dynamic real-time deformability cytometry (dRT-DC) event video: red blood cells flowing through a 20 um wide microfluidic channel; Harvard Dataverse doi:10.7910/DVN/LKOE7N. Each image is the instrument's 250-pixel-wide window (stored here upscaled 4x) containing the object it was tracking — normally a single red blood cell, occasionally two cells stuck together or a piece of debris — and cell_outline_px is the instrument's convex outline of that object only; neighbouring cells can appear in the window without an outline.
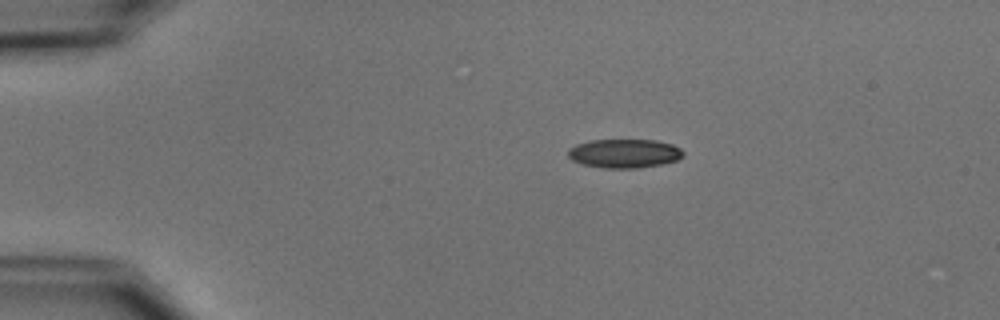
{"species": "common noctule bat (a hibernating species)", "species_latin": "Nyctalus noctula", "temperature_condition": "cold", "stored_images_in_passage": 44, "camera_frame_rate_fps": 3000, "um_per_image_px": 0.085, "animal": {"sex": "male", "body_mass_g": 15.6}, "frame": {"image": 1, "passage_image": 1, "time_ms": 0.0, "image_size_px": [1000, 320], "cell_outline_px": [[684, 156], [676, 160], [660, 164], [636, 168], [604, 168], [584, 164], [572, 160], [568, 156], [568, 148], [576, 144], [588, 140], [656, 140], [672, 144], [680, 148], [684, 152]], "centroid_in_image_um": [53.06, 13.03], "position_along_channel_um": 31.9, "area_um2": 19.36}}
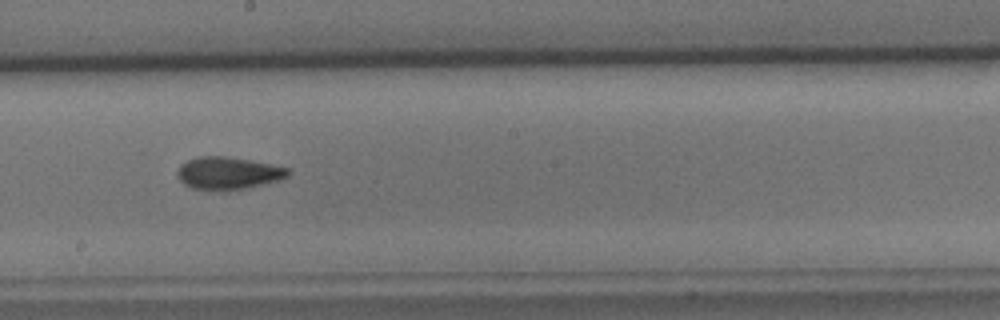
{"frame": {"image": 2, "passage_image": 21, "time_ms": 6.667, "image_size_px": [1000, 320], "cell_outline_px": [[292, 172], [288, 176], [280, 180], [228, 192], [192, 188], [184, 184], [176, 176], [176, 172], [180, 164], [188, 160], [200, 156], [224, 156], [248, 160], [288, 168]], "centroid_in_image_um": [19.36, 14.74], "position_along_channel_um": 228.8, "area_um2": 21.1}}
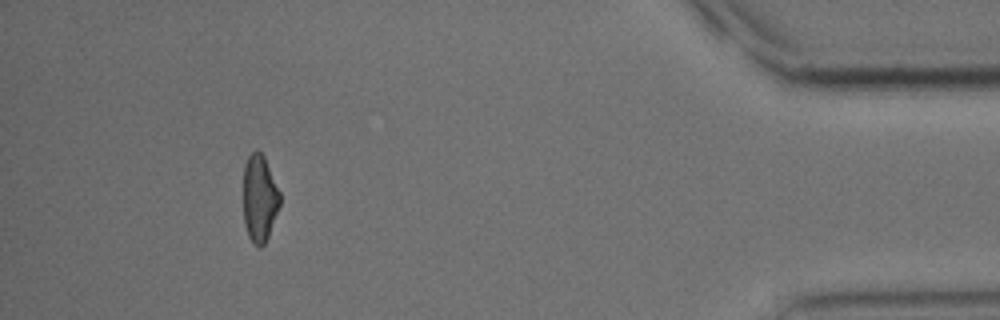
{"frame": {"image": 3, "passage_image": 40, "time_ms": 13.0, "image_size_px": [1000, 320], "cell_outline_px": [[280, 204], [268, 236], [264, 244], [260, 248], [248, 236], [244, 224], [244, 164], [248, 156], [256, 148], [264, 156], [280, 192]], "centroid_in_image_um": [22.06, 16.83], "position_along_channel_um": 413.1, "area_um2": 18.44}, "authors_computed_cell_mechanics": {"area_um2": 19.9121, "velocity_mm_per_s": 3.7745, "shape_relaxation_time_tau1_ms": 5.5276, "shape_relaxation_time_tau2_ms": 4.4194, "deformation_change_tau1": 0.1513, "deformation_change_tau2": 0.1185}}